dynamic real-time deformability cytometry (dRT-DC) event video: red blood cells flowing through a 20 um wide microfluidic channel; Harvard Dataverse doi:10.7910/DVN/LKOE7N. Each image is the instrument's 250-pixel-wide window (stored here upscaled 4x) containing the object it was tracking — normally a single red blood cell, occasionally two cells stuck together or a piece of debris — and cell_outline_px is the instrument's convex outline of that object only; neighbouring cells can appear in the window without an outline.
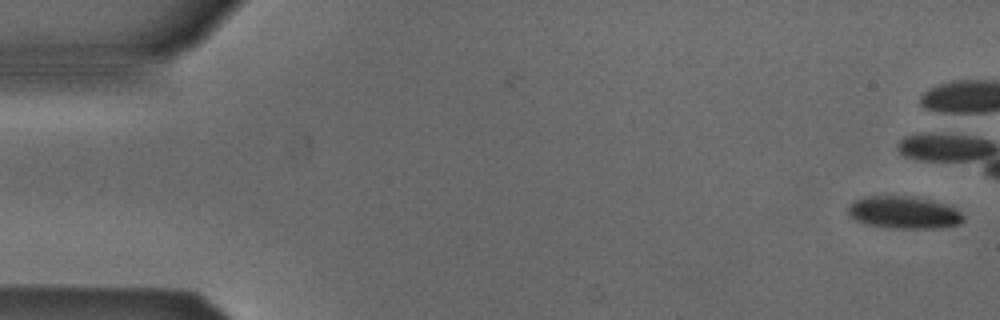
{"species": "Egyptian fruit bat (a non-hibernating species)", "species_latin": "Rousettus aegyptiacus", "temperature_condition": "cold", "stored_images_in_passage": 14, "camera_frame_rate_fps": 3000, "um_per_image_px": 0.085, "animal": {"sex": "male"}, "frame": {"image": 1, "passage_image": 1, "time_ms": 0.0, "image_size_px": [1000, 320], "cell_outline_px": [[964, 220], [956, 224], [932, 228], [896, 228], [868, 224], [856, 220], [848, 216], [848, 204], [852, 200], [864, 196], [912, 196], [932, 200], [956, 208], [964, 216]], "centroid_in_image_um": [76.77, 18.04], "position_along_channel_um": 8.2, "area_um2": 21.68}}